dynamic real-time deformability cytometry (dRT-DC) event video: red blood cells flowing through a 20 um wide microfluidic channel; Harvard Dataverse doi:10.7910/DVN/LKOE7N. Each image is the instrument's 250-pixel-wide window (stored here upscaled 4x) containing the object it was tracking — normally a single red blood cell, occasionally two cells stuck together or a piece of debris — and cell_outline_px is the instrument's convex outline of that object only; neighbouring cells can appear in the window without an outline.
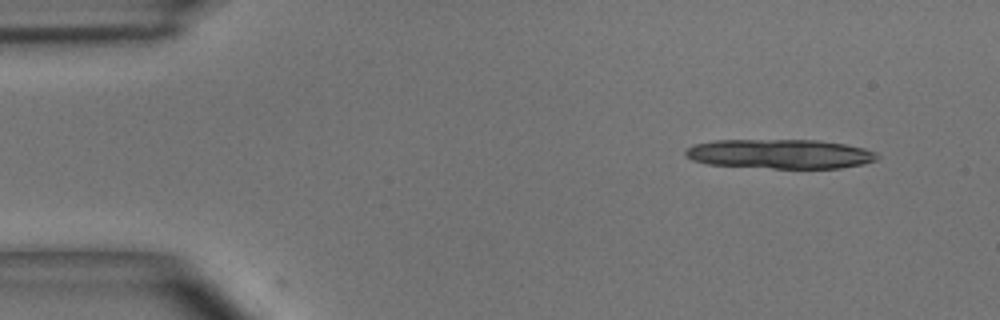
{"species": "common noctule bat (a hibernating species)", "species_latin": "Nyctalus noctula", "temperature_condition": "room temperature", "stored_images_in_passage": 5, "camera_frame_rate_fps": 3000, "um_per_image_px": 0.085, "animal": {"sex": "male", "body_mass_g": 15.6}, "frame": {"image": 1, "passage_image": 1, "time_ms": 0.0, "image_size_px": [1000, 320], "cell_outline_px": [[880, 156], [876, 160], [864, 164], [840, 168], [772, 168], [708, 164], [692, 160], [684, 156], [684, 148], [692, 144], [716, 140], [816, 140], [844, 144], [864, 148], [876, 152]], "centroid_in_image_um": [66.27, 13.08], "position_along_channel_um": 18.7, "area_um2": 33.06}}
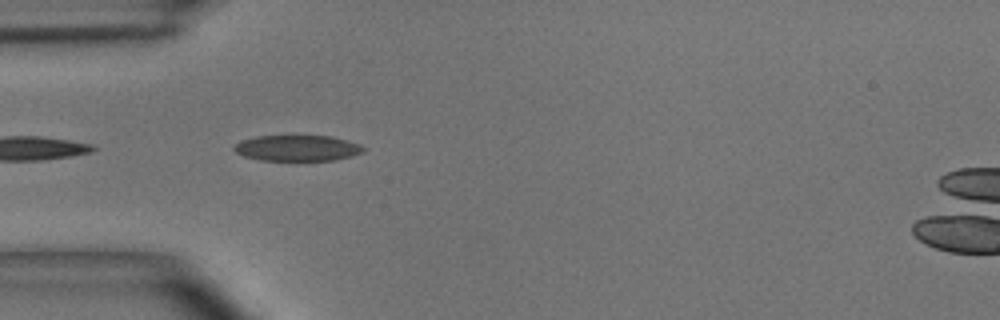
{"frame": {"image": 2, "passage_image": 4, "time_ms": 1.0, "image_size_px": [1000, 320], "cell_outline_px": [[364, 152], [352, 156], [332, 160], [260, 160], [244, 156], [236, 152], [232, 148], [240, 140], [256, 136], [292, 132], [332, 136], [348, 140], [360, 144], [364, 148]], "centroid_in_image_um": [25.26, 12.52], "position_along_channel_um": 59.7, "area_um2": 20.58}}
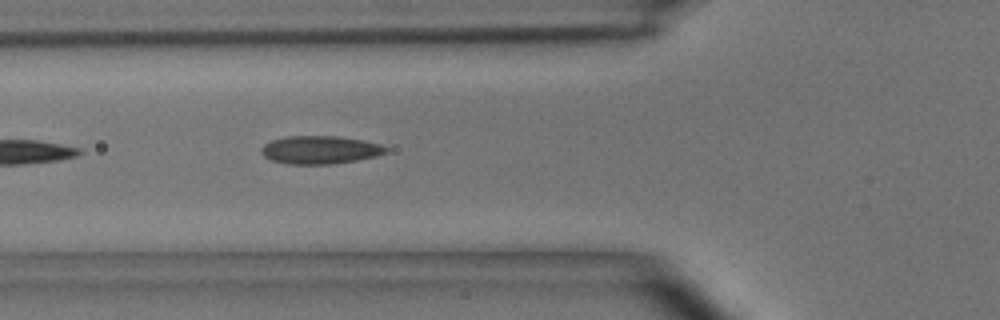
{"frame": {"image": 3, "passage_image": 5, "time_ms": 1.333, "image_size_px": [1000, 320], "cell_outline_px": [[388, 152], [376, 156], [336, 164], [288, 164], [272, 160], [264, 156], [260, 152], [260, 148], [264, 144], [272, 140], [288, 136], [340, 136], [380, 144], [388, 148]], "centroid_in_image_um": [27.19, 12.74], "position_along_channel_um": 98.6, "area_um2": 20.4}}